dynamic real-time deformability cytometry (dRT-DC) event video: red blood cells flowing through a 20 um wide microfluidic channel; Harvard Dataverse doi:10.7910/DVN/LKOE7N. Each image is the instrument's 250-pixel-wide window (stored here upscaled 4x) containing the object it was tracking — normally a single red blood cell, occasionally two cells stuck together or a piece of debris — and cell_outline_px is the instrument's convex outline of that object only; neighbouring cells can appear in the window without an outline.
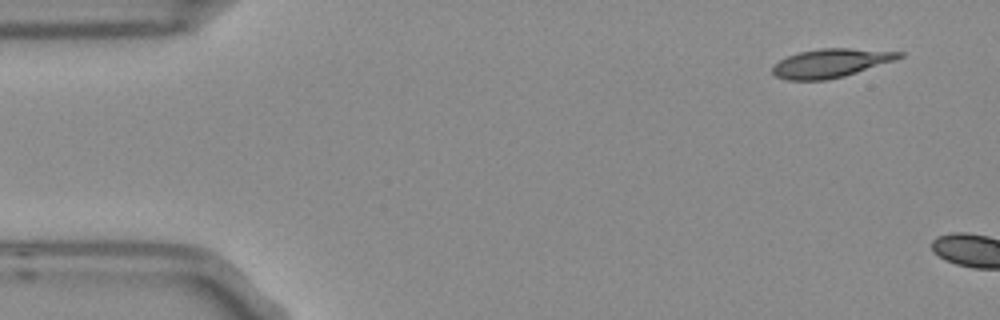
{"species": "Egyptian fruit bat (a non-hibernating species)", "species_latin": "Rousettus aegyptiacus", "temperature_condition": "room temperature", "stored_images_in_passage": 2, "camera_frame_rate_fps": 3000, "um_per_image_px": 0.085, "frame": {"image": 1, "passage_image": 1, "time_ms": 0.0, "image_size_px": [1000, 320], "cell_outline_px": [[904, 56], [844, 76], [828, 80], [788, 80], [776, 76], [772, 72], [772, 68], [780, 60], [788, 56], [800, 52], [820, 48], [848, 48], [904, 52]], "centroid_in_image_um": [70.58, 5.36], "position_along_channel_um": 14.4, "area_um2": 20.75}}